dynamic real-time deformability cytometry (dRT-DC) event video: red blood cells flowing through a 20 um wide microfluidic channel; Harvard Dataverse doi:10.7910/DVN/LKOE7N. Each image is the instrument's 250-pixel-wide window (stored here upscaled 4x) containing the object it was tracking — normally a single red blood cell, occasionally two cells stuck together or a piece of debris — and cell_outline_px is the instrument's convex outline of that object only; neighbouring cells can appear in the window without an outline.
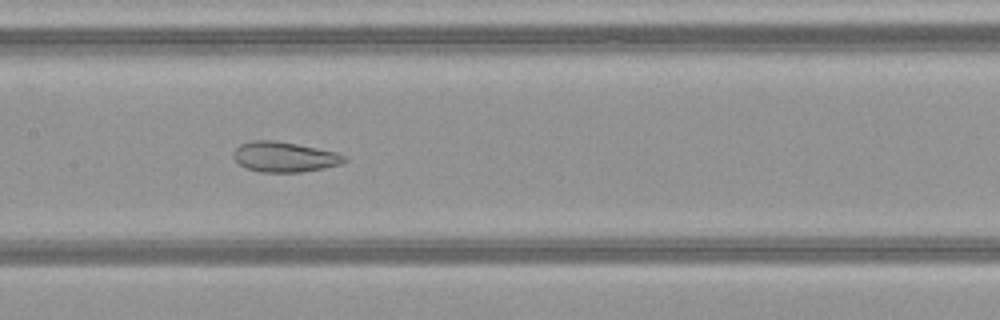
{"species": "common noctule bat (a hibernating species)", "species_latin": "Nyctalus noctula", "temperature_condition": "warm", "stored_images_in_passage": 48, "camera_frame_rate_fps": 3000, "um_per_image_px": 0.085, "animal": {"sex": "female", "body_mass_g": 21.9}, "frame": {"image": 1, "passage_image": 22, "time_ms": 7.0, "image_size_px": [1000, 320], "cell_outline_px": [[348, 160], [340, 164], [324, 168], [300, 172], [260, 172], [244, 168], [232, 156], [236, 148], [240, 144], [252, 140], [276, 140], [336, 152], [348, 156]], "centroid_in_image_um": [24.18, 13.34], "position_along_channel_um": 183.2, "area_um2": 19.59}}
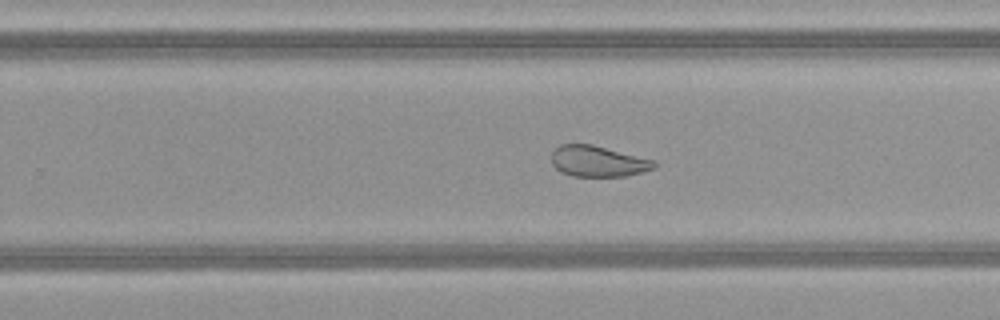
{"frame": {"image": 2, "passage_image": 29, "time_ms": 9.333, "image_size_px": [1000, 320], "cell_outline_px": [[656, 168], [624, 176], [572, 176], [560, 172], [552, 164], [552, 152], [560, 144], [592, 144], [656, 160]], "centroid_in_image_um": [50.83, 13.7], "position_along_channel_um": 279.0, "area_um2": 18.55}}
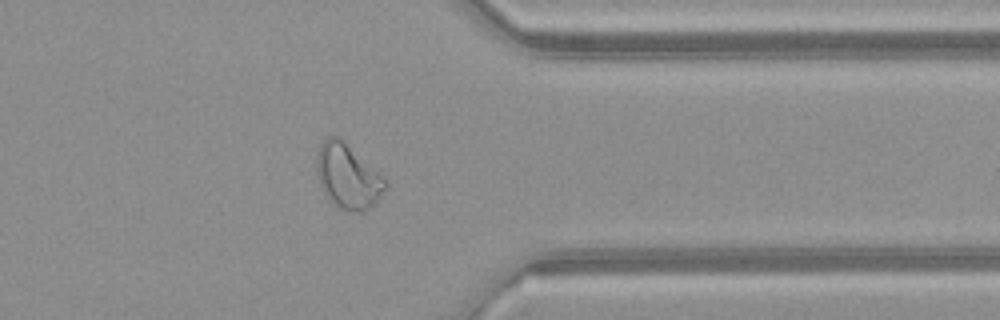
{"frame": {"image": 3, "passage_image": 37, "time_ms": 12.0, "image_size_px": [1000, 320], "cell_outline_px": [[388, 184], [376, 204], [360, 212], [348, 212], [332, 204], [324, 192], [320, 184], [316, 172], [316, 148], [328, 136], [336, 136], [376, 172]], "centroid_in_image_um": [29.5, 15.04], "position_along_channel_um": 381.9, "area_um2": 25.2}}